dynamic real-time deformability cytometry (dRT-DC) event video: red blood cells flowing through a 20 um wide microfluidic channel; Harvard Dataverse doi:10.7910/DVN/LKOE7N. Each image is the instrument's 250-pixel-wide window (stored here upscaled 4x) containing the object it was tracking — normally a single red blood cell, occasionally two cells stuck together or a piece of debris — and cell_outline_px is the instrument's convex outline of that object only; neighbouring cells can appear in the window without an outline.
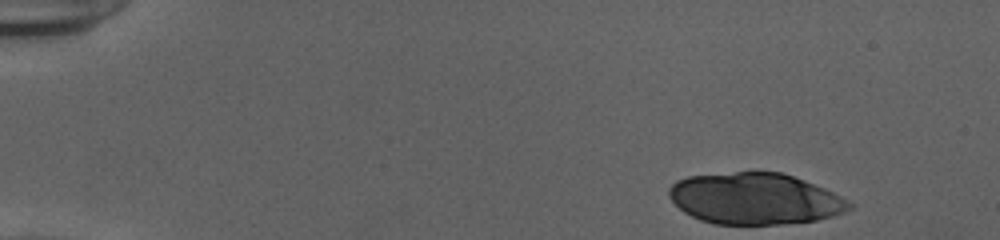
{"species": "human", "species_latin": "Homo sapiens", "temperature_condition": "cold", "stored_images_in_passage": 44, "segment_of_instrument_passage": [1, 2], "camera_frame_rate_fps": 3000, "um_per_image_px": 0.085, "donor": {"sex": "female"}, "frame": {"image": 1, "passage_image": 1, "time_ms": 0.0, "image_size_px": [1000, 240], "cell_outline_px": [[852, 208], [844, 212], [832, 216], [816, 220], [780, 224], [716, 224], [700, 220], [684, 212], [668, 196], [668, 188], [676, 180], [688, 176], [736, 172], [780, 172], [804, 180], [824, 188], [840, 196], [852, 204]], "centroid_in_image_um": [64.14, 16.89], "position_along_channel_um": 20.9, "area_um2": 53.7}}
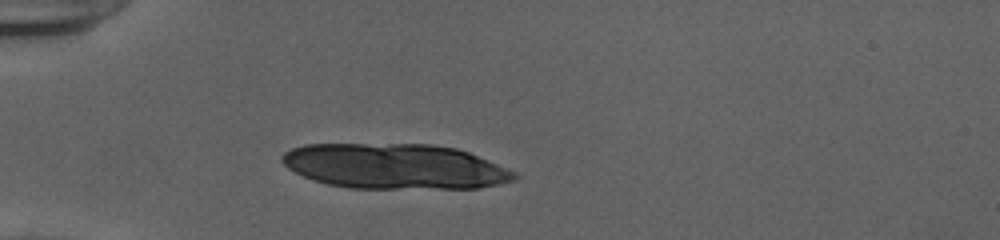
{"frame": {"image": 2, "passage_image": 11, "time_ms": 3.333, "image_size_px": [1000, 240], "cell_outline_px": [[520, 176], [516, 180], [480, 188], [348, 188], [328, 184], [312, 180], [288, 168], [280, 160], [280, 156], [284, 152], [292, 148], [304, 144], [432, 144], [456, 148], [468, 152], [516, 172]], "centroid_in_image_um": [33.55, 14.14], "position_along_channel_um": 51.4, "area_um2": 61.38}}